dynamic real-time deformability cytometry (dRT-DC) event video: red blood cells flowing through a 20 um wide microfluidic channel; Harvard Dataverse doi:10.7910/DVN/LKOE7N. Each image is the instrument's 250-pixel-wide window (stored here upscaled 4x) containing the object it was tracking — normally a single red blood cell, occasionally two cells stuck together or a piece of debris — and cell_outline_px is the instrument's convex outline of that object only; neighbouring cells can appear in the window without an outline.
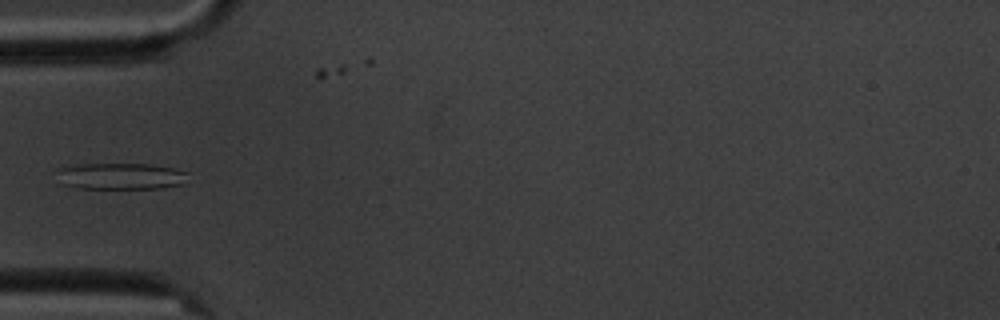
{"species": "common noctule bat (a hibernating species)", "species_latin": "Nyctalus noctula", "temperature_condition": "cold", "stored_images_in_passage": 6, "camera_frame_rate_fps": 3000, "um_per_image_px": 0.085, "animal": {"sex": "male", "body_mass_g": 20.1, "forearm_length_mm": 53.5}, "frame": {"image": 1, "passage_image": 5, "time_ms": 4.667, "image_size_px": [1000, 320], "cell_outline_px": [[188, 172], [184, 184], [164, 188], [76, 188], [60, 184], [56, 172], [56, 168], [76, 164], [152, 164], [172, 168]], "centroid_in_image_um": [10.21, 14.97], "position_along_channel_um": 74.8, "area_um2": 20.52}}